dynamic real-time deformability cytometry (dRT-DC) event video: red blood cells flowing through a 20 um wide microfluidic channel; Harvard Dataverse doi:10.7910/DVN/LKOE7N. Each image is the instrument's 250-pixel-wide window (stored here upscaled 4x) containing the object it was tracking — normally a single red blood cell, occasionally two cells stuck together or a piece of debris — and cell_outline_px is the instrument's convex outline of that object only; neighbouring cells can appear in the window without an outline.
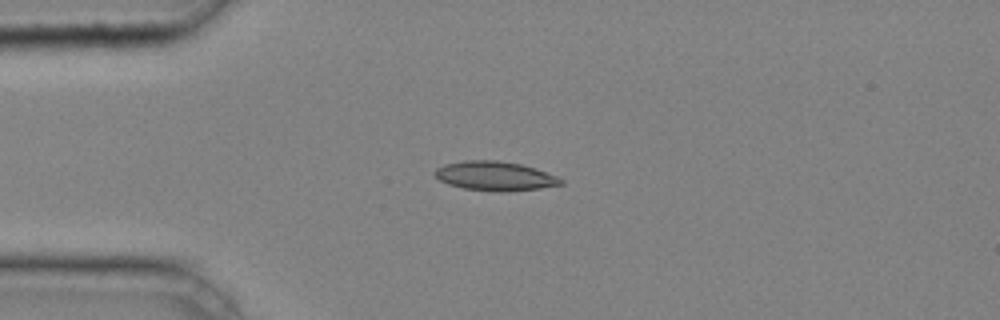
{"species": "common noctule bat (a hibernating species)", "species_latin": "Nyctalus noctula", "temperature_condition": "cold", "stored_images_in_passage": 45, "camera_frame_rate_fps": 3000, "um_per_image_px": 0.085, "animal": {"sex": "male", "body_mass_g": 20.4}, "frame": {"image": 1, "passage_image": 12, "time_ms": 3.667, "image_size_px": [1000, 320], "cell_outline_px": [[564, 184], [540, 188], [504, 192], [500, 192], [464, 188], [448, 184], [440, 180], [432, 172], [436, 168], [444, 164], [464, 160], [496, 160], [520, 164], [556, 176], [564, 180]], "centroid_in_image_um": [42.04, 14.96], "position_along_channel_um": 43.0, "area_um2": 21.33}}
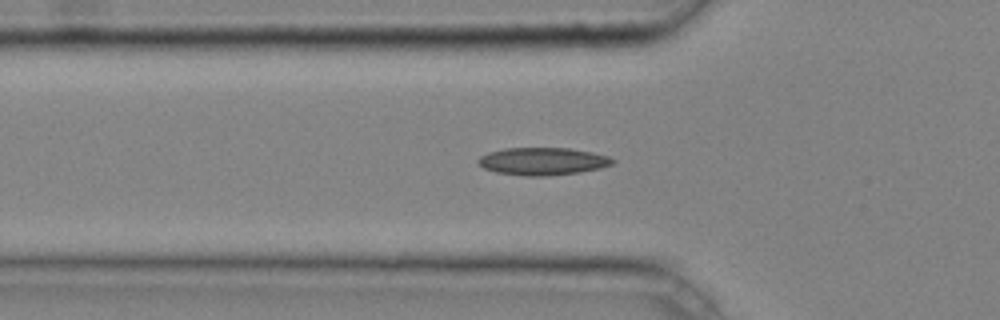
{"frame": {"image": 2, "passage_image": 16, "time_ms": 5.0, "image_size_px": [1000, 320], "cell_outline_px": [[616, 160], [612, 164], [600, 168], [580, 172], [548, 176], [524, 176], [496, 172], [484, 168], [476, 160], [480, 156], [488, 152], [504, 148], [568, 148], [592, 152], [608, 156]], "centroid_in_image_um": [46.12, 13.71], "position_along_channel_um": 79.7, "area_um2": 21.62}}
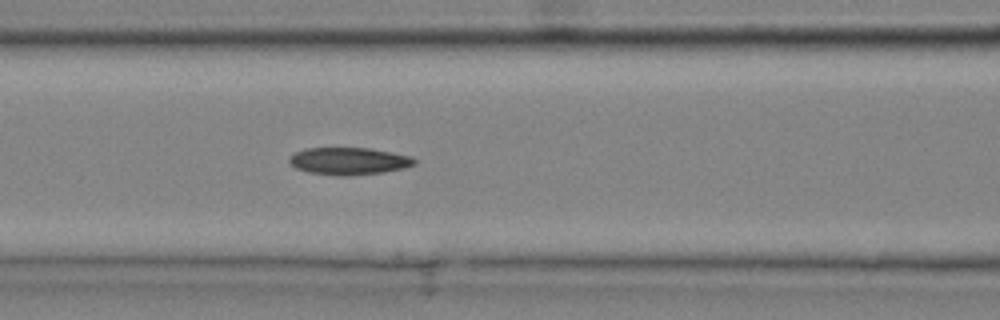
{"frame": {"image": 3, "passage_image": 20, "time_ms": 6.333, "image_size_px": [1000, 320], "cell_outline_px": [[416, 164], [404, 168], [384, 172], [348, 176], [336, 176], [308, 172], [296, 168], [288, 160], [288, 156], [292, 152], [304, 148], [372, 148], [412, 156], [416, 160]], "centroid_in_image_um": [29.64, 13.69], "position_along_channel_um": 137.0, "area_um2": 20.23}, "authors_computed_cell_mechanics": {"area_um2": 19.5364, "velocity_mm_per_s": 4.2738, "shape_relaxation_time_tau1_ms": null, "shape_relaxation_time_tau2_ms": 5.7608, "deformation_change_tau1": null, "deformation_change_tau2": 0.1207}}